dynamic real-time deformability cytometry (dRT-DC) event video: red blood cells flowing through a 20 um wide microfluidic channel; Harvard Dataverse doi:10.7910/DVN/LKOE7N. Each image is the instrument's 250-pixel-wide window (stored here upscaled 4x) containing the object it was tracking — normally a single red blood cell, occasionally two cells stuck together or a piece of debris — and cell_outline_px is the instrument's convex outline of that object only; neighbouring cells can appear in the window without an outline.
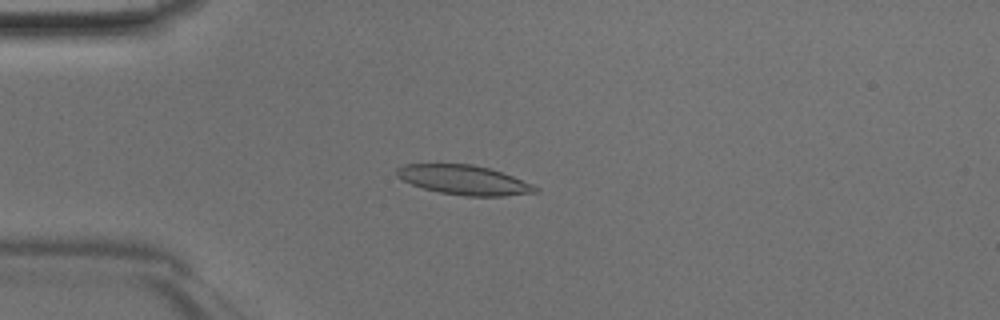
{"species": "Egyptian fruit bat (a non-hibernating species)", "species_latin": "Rousettus aegyptiacus", "temperature_condition": "room temperature", "stored_images_in_passage": 43, "camera_frame_rate_fps": 3000, "um_per_image_px": 0.085, "animal": {"sex": "male"}, "frame": {"image": 1, "passage_image": 9, "time_ms": 2.667, "image_size_px": [1000, 320], "cell_outline_px": [[540, 192], [504, 196], [464, 196], [440, 192], [424, 188], [412, 184], [396, 176], [396, 168], [404, 164], [472, 164], [488, 168], [512, 176], [532, 184], [540, 188]], "centroid_in_image_um": [39.45, 15.3], "position_along_channel_um": 45.5, "area_um2": 23.7}}
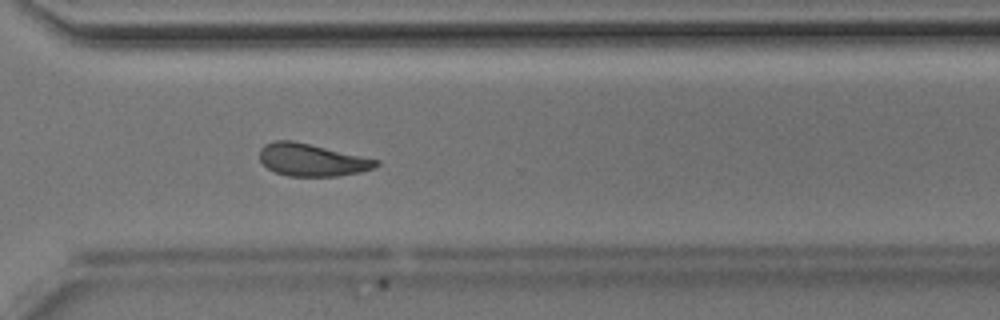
{"frame": {"image": 2, "passage_image": 31, "time_ms": 10.0, "image_size_px": [1000, 320], "cell_outline_px": [[380, 164], [376, 168], [360, 172], [336, 176], [288, 176], [276, 172], [268, 168], [260, 160], [260, 148], [264, 144], [272, 140], [292, 140], [380, 160]], "centroid_in_image_um": [26.51, 13.59], "position_along_channel_um": 344.1, "area_um2": 22.02}}
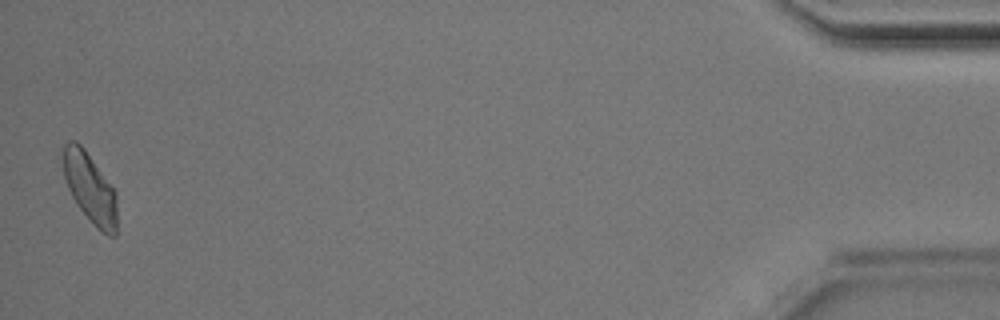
{"frame": {"image": 3, "passage_image": 43, "time_ms": 14.0, "image_size_px": [1000, 320], "cell_outline_px": [[116, 236], [108, 236], [96, 228], [92, 224], [76, 204], [68, 188], [64, 176], [64, 144], [68, 140], [76, 140], [84, 148], [116, 192]], "centroid_in_image_um": [7.65, 16.0], "position_along_channel_um": 427.5, "area_um2": 21.79}}